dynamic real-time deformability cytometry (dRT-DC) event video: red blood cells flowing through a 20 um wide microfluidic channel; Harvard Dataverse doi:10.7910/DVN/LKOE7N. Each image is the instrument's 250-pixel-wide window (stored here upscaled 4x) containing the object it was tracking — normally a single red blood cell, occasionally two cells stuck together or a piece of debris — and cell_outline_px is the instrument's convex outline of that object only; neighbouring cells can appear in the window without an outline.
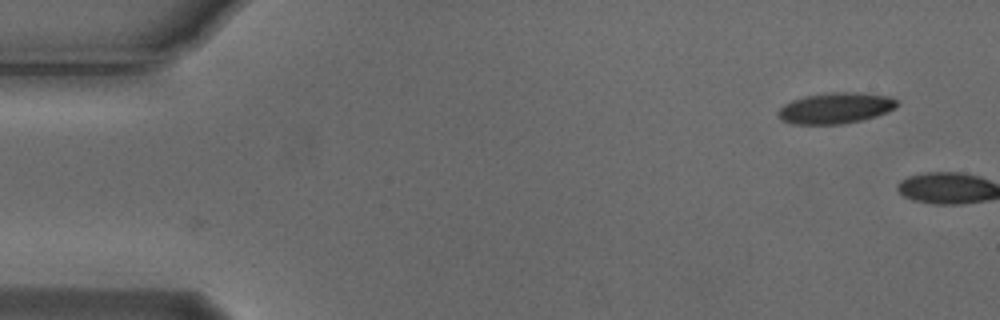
{"species": "Egyptian fruit bat (a non-hibernating species)", "species_latin": "Rousettus aegyptiacus", "temperature_condition": "cold", "stored_images_in_passage": 2, "camera_frame_rate_fps": 3000, "um_per_image_px": 0.085, "animal": {"sex": "male"}, "frame": {"image": 1, "passage_image": 2, "time_ms": 0.333, "image_size_px": [1000, 320], "cell_outline_px": [[900, 104], [876, 116], [844, 124], [792, 124], [780, 120], [776, 116], [776, 112], [784, 104], [792, 100], [804, 96], [832, 92], [856, 92], [892, 96]], "centroid_in_image_um": [70.97, 9.19], "position_along_channel_um": 14.0, "area_um2": 21.56}}